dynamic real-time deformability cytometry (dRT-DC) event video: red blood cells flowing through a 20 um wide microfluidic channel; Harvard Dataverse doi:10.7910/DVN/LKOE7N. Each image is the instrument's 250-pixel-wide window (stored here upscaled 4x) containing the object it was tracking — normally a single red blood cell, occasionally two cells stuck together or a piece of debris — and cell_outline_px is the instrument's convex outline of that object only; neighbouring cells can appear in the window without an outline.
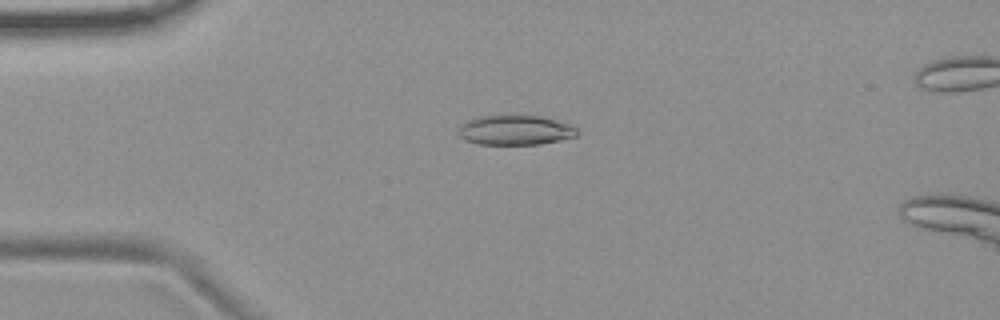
{"species": "common noctule bat (a hibernating species)", "species_latin": "Nyctalus noctula", "temperature_condition": "room temperature", "stored_images_in_passage": 54, "camera_frame_rate_fps": 3000, "um_per_image_px": 0.085, "animal": {"sex": "female", "body_mass_g": 19.9}, "frame": {"image": 1, "passage_image": 13, "time_ms": 4.0, "image_size_px": [1000, 320], "cell_outline_px": [[580, 132], [576, 136], [560, 140], [540, 144], [476, 144], [464, 140], [460, 136], [460, 124], [476, 116], [540, 116], [572, 124]], "centroid_in_image_um": [43.81, 11.06], "position_along_channel_um": 41.2, "area_um2": 20.58}}
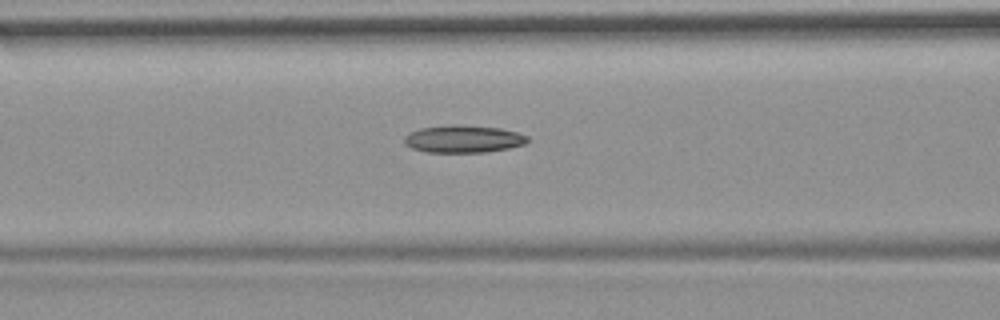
{"frame": {"image": 2, "passage_image": 22, "time_ms": 7.0, "image_size_px": [1000, 320], "cell_outline_px": [[528, 140], [524, 144], [508, 148], [484, 152], [424, 152], [412, 148], [404, 144], [404, 136], [420, 128], [452, 124], [456, 124], [500, 128], [516, 132], [528, 136]], "centroid_in_image_um": [39.35, 11.81], "position_along_channel_um": 127.2, "area_um2": 19.65}}
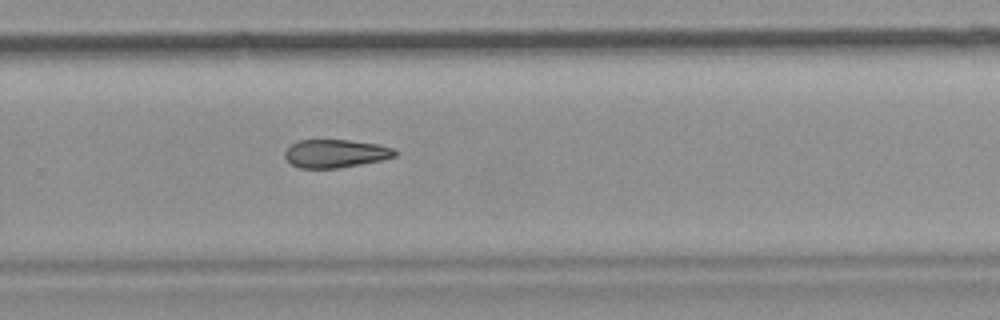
{"frame": {"image": 3, "passage_image": 36, "time_ms": 11.667, "image_size_px": [1000, 320], "cell_outline_px": [[396, 156], [384, 160], [336, 168], [300, 168], [292, 164], [284, 156], [284, 152], [296, 140], [348, 140], [380, 144], [392, 148], [396, 152]], "centroid_in_image_um": [28.53, 13.04], "position_along_channel_um": 301.3, "area_um2": 18.03}}